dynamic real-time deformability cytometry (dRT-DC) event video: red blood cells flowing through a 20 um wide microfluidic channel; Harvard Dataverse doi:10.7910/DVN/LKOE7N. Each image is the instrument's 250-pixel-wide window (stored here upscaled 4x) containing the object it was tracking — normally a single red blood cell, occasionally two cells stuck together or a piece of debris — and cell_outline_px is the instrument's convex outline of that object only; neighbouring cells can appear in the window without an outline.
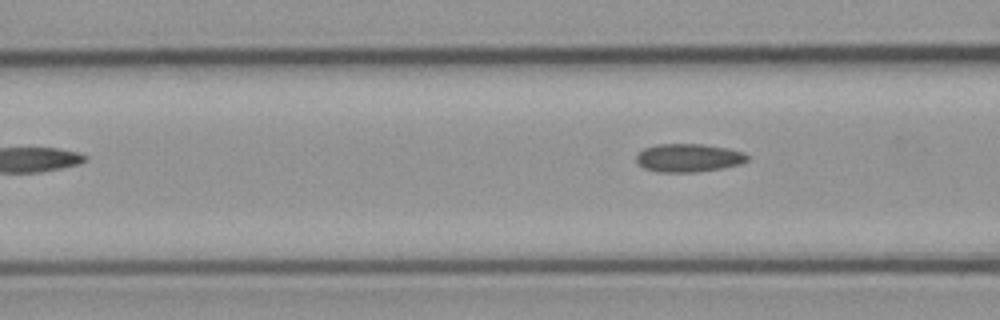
{"species": "common noctule bat (a hibernating species)", "species_latin": "Nyctalus noctula", "temperature_condition": "cold", "stored_images_in_passage": 6, "camera_frame_rate_fps": 3000, "um_per_image_px": 0.085, "animal": {"sex": "male", "body_mass_g": 23.1, "forearm_length_mm": 52.7}, "frame": {"image": 1, "passage_image": 6, "time_ms": 6.0, "image_size_px": [1000, 320], "cell_outline_px": [[748, 160], [740, 164], [724, 168], [696, 172], [660, 172], [644, 168], [636, 160], [636, 156], [644, 148], [656, 144], [700, 144], [728, 148], [744, 152], [748, 156]], "centroid_in_image_um": [58.54, 13.41], "position_along_channel_um": 108.1, "area_um2": 18.26}}